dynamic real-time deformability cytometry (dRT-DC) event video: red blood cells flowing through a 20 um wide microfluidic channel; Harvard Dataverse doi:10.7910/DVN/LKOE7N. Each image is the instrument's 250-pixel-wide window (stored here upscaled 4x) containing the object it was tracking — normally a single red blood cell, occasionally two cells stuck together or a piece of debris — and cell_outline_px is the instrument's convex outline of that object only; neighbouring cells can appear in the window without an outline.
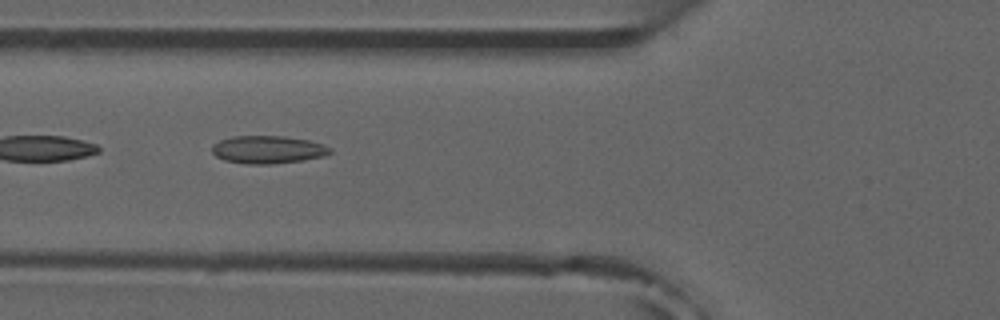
{"species": "common noctule bat (a hibernating species)", "species_latin": "Nyctalus noctula", "temperature_condition": "room temperature", "stored_images_in_passage": 7, "camera_frame_rate_fps": 3000, "um_per_image_px": 0.085, "animal": {"sex": "male", "forearm_length_mm": 52.5}, "frame": {"image": 1, "passage_image": 5, "time_ms": 5.667, "image_size_px": [1000, 320], "cell_outline_px": [[332, 152], [324, 156], [304, 160], [272, 164], [244, 164], [224, 160], [216, 156], [212, 152], [212, 144], [220, 140], [232, 136], [284, 136], [308, 140], [324, 144], [332, 148]], "centroid_in_image_um": [22.78, 12.72], "position_along_channel_um": 103.0, "area_um2": 19.31}}